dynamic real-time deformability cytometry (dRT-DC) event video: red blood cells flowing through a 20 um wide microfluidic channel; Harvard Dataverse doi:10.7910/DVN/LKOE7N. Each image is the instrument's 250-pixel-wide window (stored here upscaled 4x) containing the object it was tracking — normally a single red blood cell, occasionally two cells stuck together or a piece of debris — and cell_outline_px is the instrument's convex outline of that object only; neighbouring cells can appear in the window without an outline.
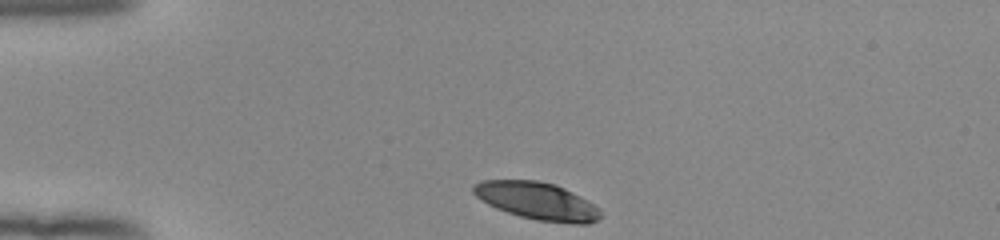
{"species": "human", "species_latin": "Homo sapiens", "temperature_condition": "room temperature", "stored_images_in_passage": 33, "camera_frame_rate_fps": 3000, "um_per_image_px": 0.085, "donor": {"sex": "female"}, "frame": {"image": 1, "passage_image": 1, "time_ms": 0.0, "image_size_px": [1000, 240], "cell_outline_px": [[600, 216], [596, 220], [588, 224], [572, 224], [536, 220], [520, 216], [496, 208], [480, 200], [472, 192], [472, 184], [480, 180], [536, 180], [556, 184], [588, 200], [600, 208]], "centroid_in_image_um": [45.64, 17.07], "position_along_channel_um": 39.4, "area_um2": 27.92}}
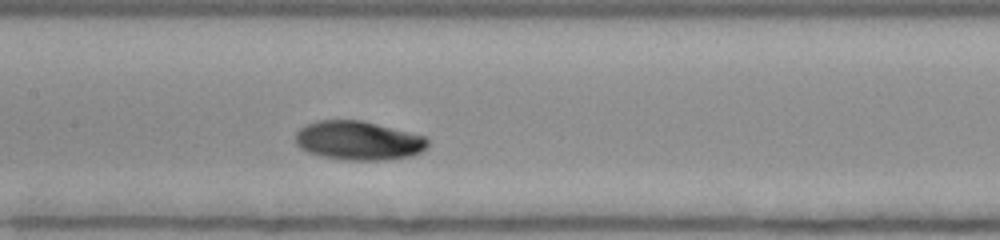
{"frame": {"image": 2, "passage_image": 15, "time_ms": 4.667, "image_size_px": [1000, 240], "cell_outline_px": [[428, 148], [412, 156], [388, 160], [340, 160], [320, 156], [308, 152], [300, 148], [296, 144], [296, 132], [300, 128], [316, 120], [360, 120], [424, 136], [428, 140]], "centroid_in_image_um": [30.45, 11.97], "position_along_channel_um": 176.9, "area_um2": 30.11}}
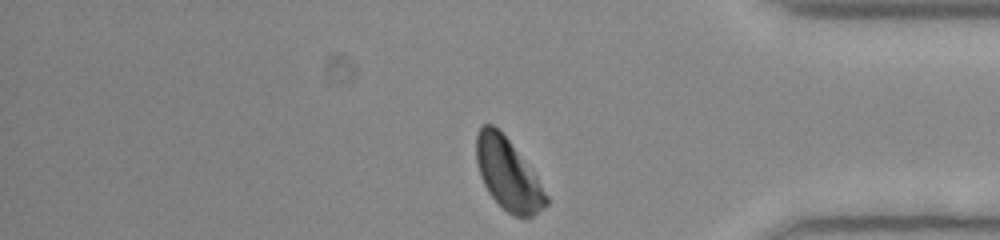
{"frame": {"image": 3, "passage_image": 33, "time_ms": 10.667, "image_size_px": [1000, 240], "cell_outline_px": [[548, 204], [544, 208], [532, 216], [512, 216], [488, 192], [480, 176], [476, 160], [476, 136], [480, 128], [484, 124], [492, 124], [508, 140], [536, 176], [548, 196]], "centroid_in_image_um": [43.17, 14.83], "position_along_channel_um": 392.0, "area_um2": 28.44}, "authors_computed_cell_mechanics": {"area_um2": 29.5936, "velocity_mm_per_s": 3.8672, "shape_relaxation_time_tau1_ms": 1.8496, "shape_relaxation_time_tau2_ms": null, "deformation_change_tau1": 0.1101, "deformation_change_tau2": null}}